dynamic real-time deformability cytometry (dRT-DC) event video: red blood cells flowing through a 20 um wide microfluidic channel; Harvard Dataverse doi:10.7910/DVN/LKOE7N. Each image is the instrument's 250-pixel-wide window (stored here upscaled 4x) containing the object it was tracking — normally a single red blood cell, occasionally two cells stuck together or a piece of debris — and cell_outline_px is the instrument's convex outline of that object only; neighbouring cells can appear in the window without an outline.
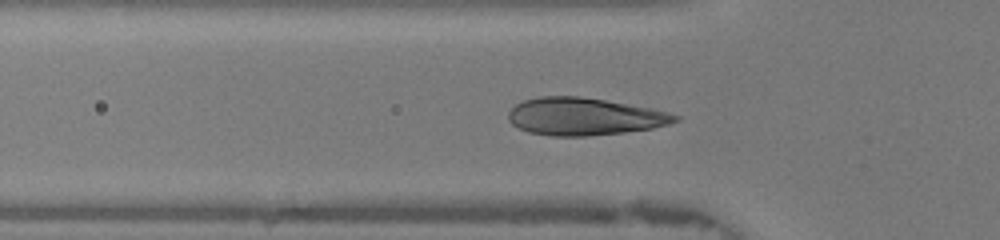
{"species": "human", "species_latin": "Homo sapiens", "temperature_condition": "warm", "stored_images_in_passage": 47, "camera_frame_rate_fps": 3000, "um_per_image_px": 0.085, "donor": {"sex": "female"}, "frame": {"image": 1, "passage_image": 15, "time_ms": 4.667, "image_size_px": [1000, 240], "cell_outline_px": [[680, 120], [668, 124], [652, 128], [624, 132], [588, 136], [552, 136], [528, 132], [512, 124], [508, 120], [508, 112], [516, 104], [524, 100], [540, 96], [580, 96], [652, 108], [668, 112], [680, 116]], "centroid_in_image_um": [49.66, 9.9], "position_along_channel_um": 76.1, "area_um2": 36.36}}
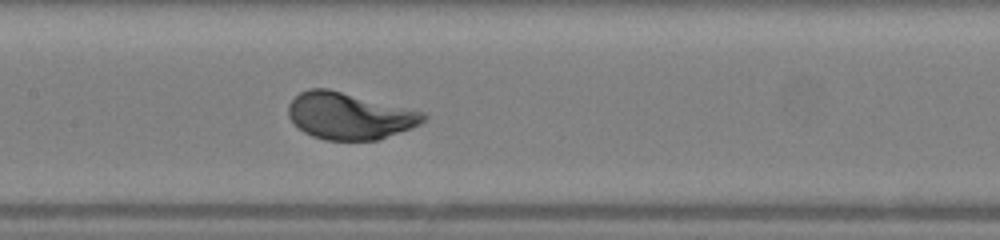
{"frame": {"image": 2, "passage_image": 22, "time_ms": 7.0, "image_size_px": [1000, 240], "cell_outline_px": [[428, 116], [420, 124], [380, 140], [324, 140], [312, 136], [304, 132], [288, 116], [288, 104], [300, 92], [308, 88], [328, 88], [424, 112]], "centroid_in_image_um": [29.69, 9.85], "position_along_channel_um": 177.7, "area_um2": 36.7}}
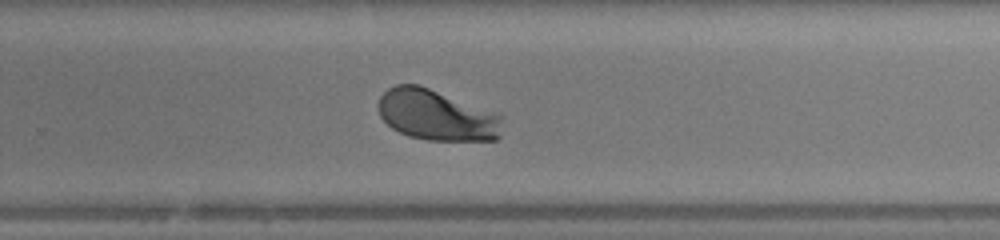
{"frame": {"image": 3, "passage_image": 30, "time_ms": 9.667, "image_size_px": [1000, 240], "cell_outline_px": [[500, 136], [496, 140], [428, 140], [408, 136], [392, 128], [380, 116], [376, 104], [380, 96], [388, 88], [396, 84], [420, 84], [500, 112]], "centroid_in_image_um": [37.11, 9.75], "position_along_channel_um": 292.7, "area_um2": 37.34}, "authors_computed_cell_mechanics": {"area_um2": 37.2232, "velocity_mm_per_s": 4.3222, "shape_relaxation_time_tau1_ms": 1.6981, "shape_relaxation_time_tau2_ms": null, "deformation_change_tau1": 0.146, "deformation_change_tau2": null}}